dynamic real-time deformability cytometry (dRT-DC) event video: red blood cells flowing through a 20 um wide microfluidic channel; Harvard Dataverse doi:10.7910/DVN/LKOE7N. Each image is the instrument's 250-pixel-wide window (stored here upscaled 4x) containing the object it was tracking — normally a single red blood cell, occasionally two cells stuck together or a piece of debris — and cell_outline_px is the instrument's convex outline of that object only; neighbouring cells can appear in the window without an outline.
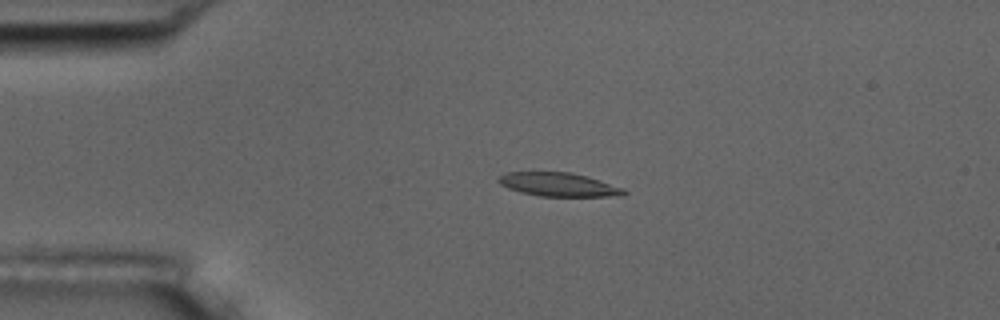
{"species": "common noctule bat (a hibernating species)", "species_latin": "Nyctalus noctula", "temperature_condition": "room temperature", "stored_images_in_passage": 55, "camera_frame_rate_fps": 3000, "um_per_image_px": 0.085, "animal": {"sex": "male", "body_mass_g": 17.5, "forearm_length_mm": 52.3}, "frame": {"image": 1, "passage_image": 13, "time_ms": 4.0, "image_size_px": [1000, 320], "cell_outline_px": [[628, 192], [624, 196], [540, 196], [520, 192], [508, 188], [500, 184], [496, 180], [504, 172], [572, 172], [624, 188]], "centroid_in_image_um": [47.47, 15.69], "position_along_channel_um": 37.5, "area_um2": 17.28}}
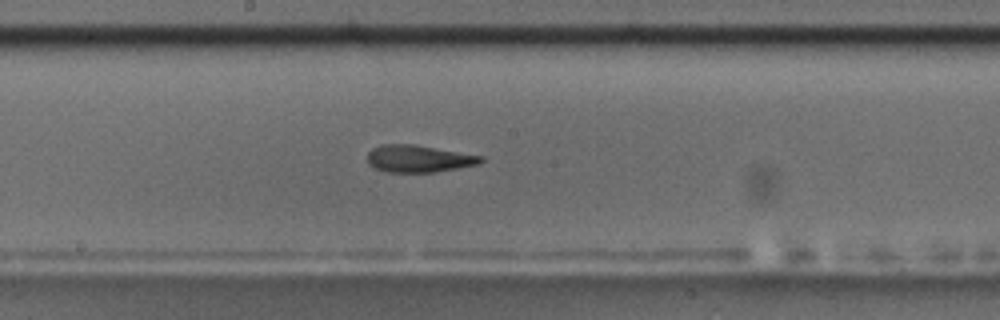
{"frame": {"image": 2, "passage_image": 30, "time_ms": 9.667, "image_size_px": [1000, 320], "cell_outline_px": [[484, 160], [480, 164], [436, 172], [388, 172], [372, 168], [368, 164], [368, 152], [372, 148], [384, 144], [412, 144], [484, 156]], "centroid_in_image_um": [35.58, 13.49], "position_along_channel_um": 212.6, "area_um2": 18.03}}
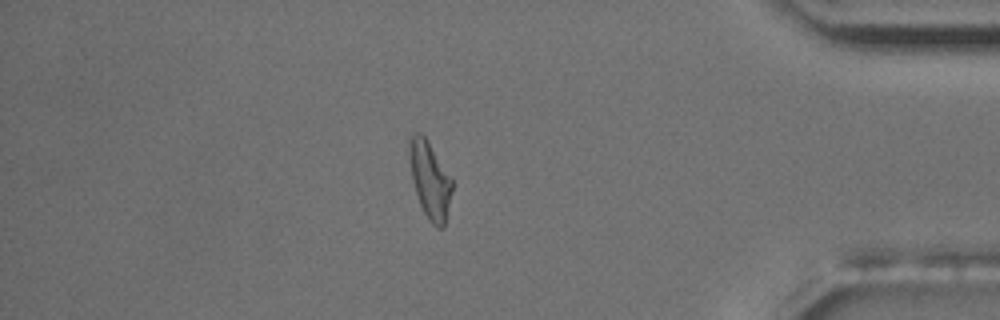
{"frame": {"image": 3, "passage_image": 48, "time_ms": 15.667, "image_size_px": [1000, 320], "cell_outline_px": [[452, 188], [444, 228], [436, 228], [428, 220], [420, 204], [412, 180], [408, 148], [408, 136], [412, 132], [420, 132], [424, 136], [452, 180]], "centroid_in_image_um": [36.5, 15.29], "position_along_channel_um": 398.7, "area_um2": 18.9}, "authors_computed_cell_mechanics": {"area_um2": 18.0914, "velocity_mm_per_s": 3.6734, "shape_relaxation_time_tau1_ms": 9.7564, "shape_relaxation_time_tau2_ms": 2.4815, "deformation_change_tau1": 0.2498, "deformation_change_tau2": 0.1042}}